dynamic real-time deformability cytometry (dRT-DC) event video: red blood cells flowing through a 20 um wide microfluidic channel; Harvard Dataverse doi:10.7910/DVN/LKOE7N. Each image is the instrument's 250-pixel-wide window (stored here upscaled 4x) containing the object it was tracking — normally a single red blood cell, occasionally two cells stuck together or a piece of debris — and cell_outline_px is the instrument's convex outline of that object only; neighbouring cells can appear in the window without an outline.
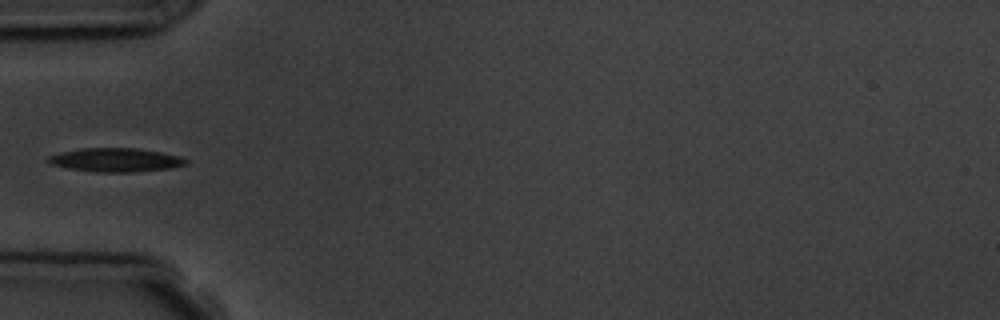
{"species": "common noctule bat (a hibernating species)", "species_latin": "Nyctalus noctula", "temperature_condition": "room temperature", "stored_images_in_passage": 8, "camera_frame_rate_fps": 3000, "um_per_image_px": 0.085, "animal": {"sex": "male", "body_mass_g": 19.5, "forearm_length_mm": 54.6}, "frame": {"image": 1, "passage_image": 7, "time_ms": 7.0, "image_size_px": [1000, 320], "cell_outline_px": [[188, 164], [172, 168], [136, 172], [92, 172], [68, 168], [48, 164], [48, 156], [60, 152], [80, 148], [136, 148], [160, 152], [180, 156], [188, 160]], "centroid_in_image_um": [9.83, 13.6], "position_along_channel_um": 75.2, "area_um2": 19.25}}